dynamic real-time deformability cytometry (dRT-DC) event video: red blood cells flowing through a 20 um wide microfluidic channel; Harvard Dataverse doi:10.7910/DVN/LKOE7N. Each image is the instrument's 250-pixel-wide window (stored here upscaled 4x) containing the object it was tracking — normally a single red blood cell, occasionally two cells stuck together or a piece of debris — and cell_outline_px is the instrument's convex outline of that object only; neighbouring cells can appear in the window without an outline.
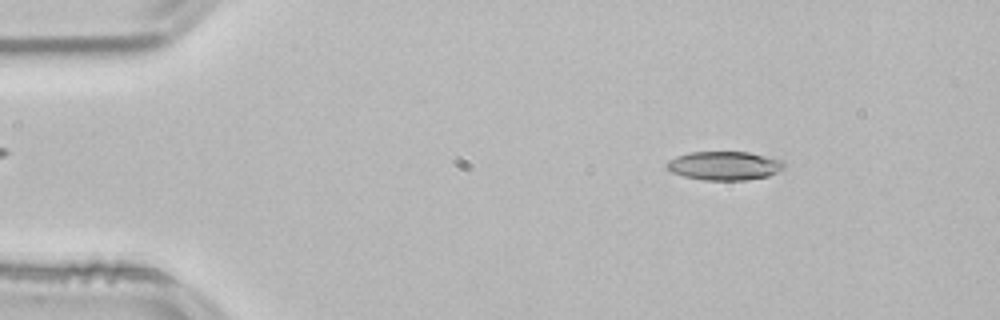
{"species": "common noctule bat (a hibernating species)", "species_latin": "Nyctalus noctula", "temperature_condition": "room temperature", "stored_images_in_passage": 52, "camera_frame_rate_fps": 3000, "um_per_image_px": 0.085, "animal": {"sex": "male", "body_mass_g": 21.5, "forearm_length_mm": 52.0}, "frame": {"image": 1, "passage_image": 7, "time_ms": 2.0, "image_size_px": [1000, 320], "cell_outline_px": [[784, 168], [768, 176], [744, 180], [704, 180], [684, 176], [672, 172], [664, 164], [668, 160], [676, 156], [692, 152], [748, 152], [784, 160]], "centroid_in_image_um": [61.57, 14.08], "position_along_channel_um": 23.4, "area_um2": 19.59}}
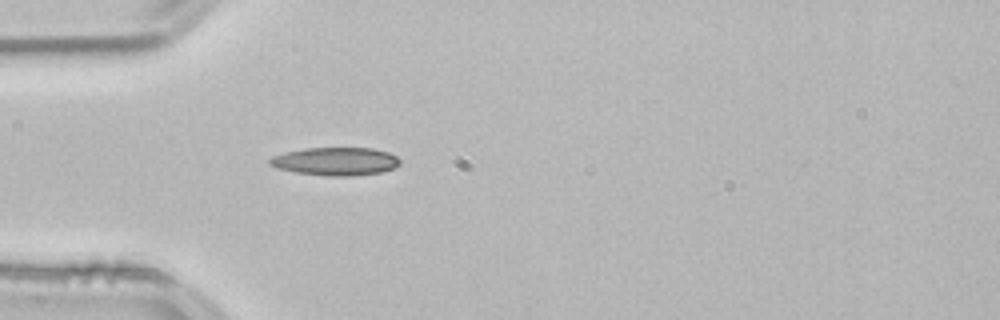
{"frame": {"image": 2, "passage_image": 15, "time_ms": 4.667, "image_size_px": [1000, 320], "cell_outline_px": [[400, 164], [392, 168], [380, 172], [352, 176], [324, 176], [296, 172], [276, 168], [268, 164], [268, 160], [272, 156], [284, 152], [304, 148], [372, 148], [388, 152], [396, 156], [400, 160]], "centroid_in_image_um": [28.48, 13.71], "position_along_channel_um": 56.5, "area_um2": 21.39}}
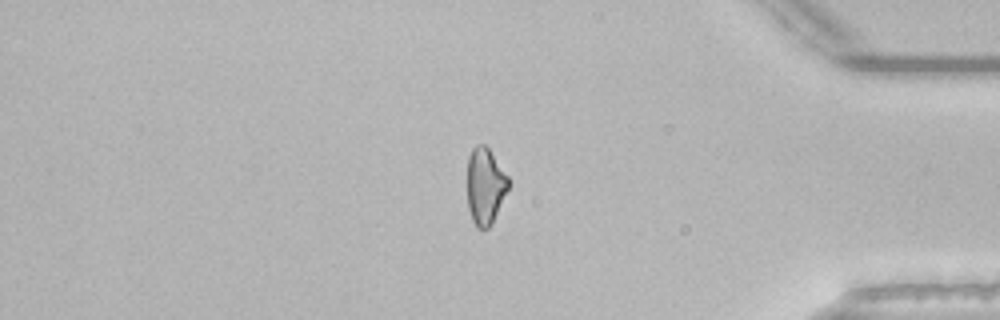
{"frame": {"image": 3, "passage_image": 44, "time_ms": 14.333, "image_size_px": [1000, 320], "cell_outline_px": [[508, 188], [492, 224], [488, 228], [476, 228], [472, 220], [468, 208], [468, 156], [472, 148], [476, 144], [484, 144], [488, 148], [508, 176]], "centroid_in_image_um": [41.22, 15.81], "position_along_channel_um": 394.0, "area_um2": 18.21}, "authors_computed_cell_mechanics": {"area_um2": 19.5942, "velocity_mm_per_s": 3.84, "shape_relaxation_time_tau1_ms": 5.1922, "shape_relaxation_time_tau2_ms": null, "deformation_change_tau1": 0.1643, "deformation_change_tau2": null}}